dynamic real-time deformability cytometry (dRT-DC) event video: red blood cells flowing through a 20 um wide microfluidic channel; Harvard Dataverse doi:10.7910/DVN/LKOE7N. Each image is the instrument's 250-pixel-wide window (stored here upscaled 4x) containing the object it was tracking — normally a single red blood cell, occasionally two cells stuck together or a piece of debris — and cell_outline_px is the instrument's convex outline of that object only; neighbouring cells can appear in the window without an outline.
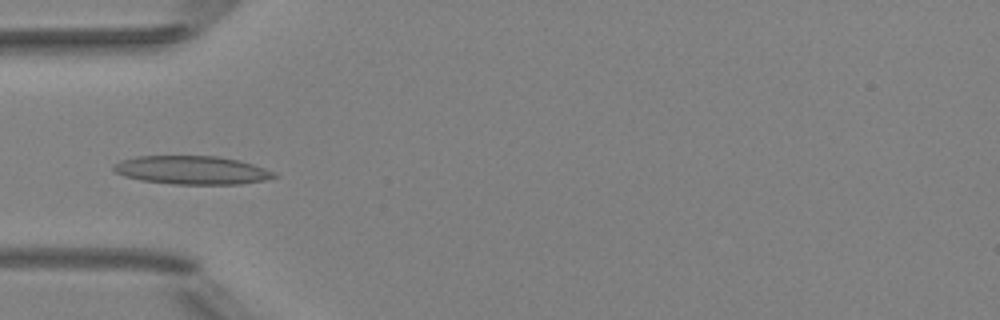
{"species": "Egyptian fruit bat (a non-hibernating species)", "species_latin": "Rousettus aegyptiacus", "temperature_condition": "room temperature", "stored_images_in_passage": 4, "camera_frame_rate_fps": 3000, "um_per_image_px": 0.085, "animal": {"sex": "female"}, "frame": {"image": 1, "passage_image": 4, "time_ms": 4.333, "image_size_px": [1000, 320], "cell_outline_px": [[280, 176], [264, 180], [240, 184], [172, 184], [140, 180], [124, 176], [116, 172], [112, 168], [112, 164], [120, 160], [136, 156], [216, 156], [236, 160], [252, 164], [276, 172]], "centroid_in_image_um": [16.29, 14.46], "position_along_channel_um": 68.7, "area_um2": 26.65}}